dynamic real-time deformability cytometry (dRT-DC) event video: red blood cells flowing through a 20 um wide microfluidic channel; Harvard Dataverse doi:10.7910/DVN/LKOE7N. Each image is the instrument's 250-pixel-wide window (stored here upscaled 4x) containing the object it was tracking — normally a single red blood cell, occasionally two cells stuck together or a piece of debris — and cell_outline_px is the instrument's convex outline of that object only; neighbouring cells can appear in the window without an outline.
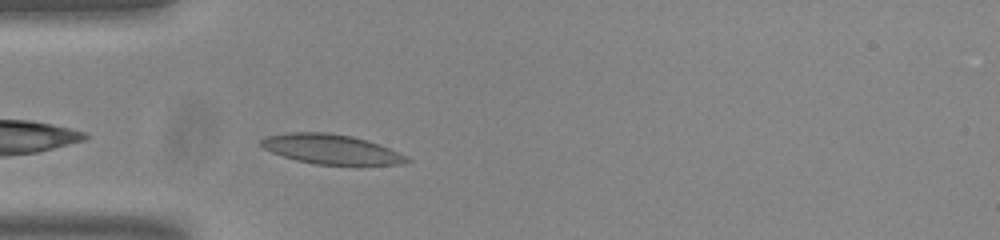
{"species": "common noctule bat (a hibernating species)", "species_latin": "Nyctalus noctula", "temperature_condition": "room temperature", "stored_images_in_passage": 31, "camera_frame_rate_fps": 3000, "um_per_image_px": 0.085, "animal": {"sex": "male", "body_mass_g": 20.0, "forearm_length_mm": 53.3}, "frame": {"image": 1, "passage_image": 2, "time_ms": 0.333, "image_size_px": [1000, 240], "cell_outline_px": [[412, 160], [404, 164], [316, 164], [296, 160], [272, 152], [264, 148], [260, 144], [260, 140], [264, 136], [288, 132], [328, 132], [352, 136], [368, 140], [380, 144]], "centroid_in_image_um": [28.1, 12.66], "position_along_channel_um": 56.9, "area_um2": 24.97}}
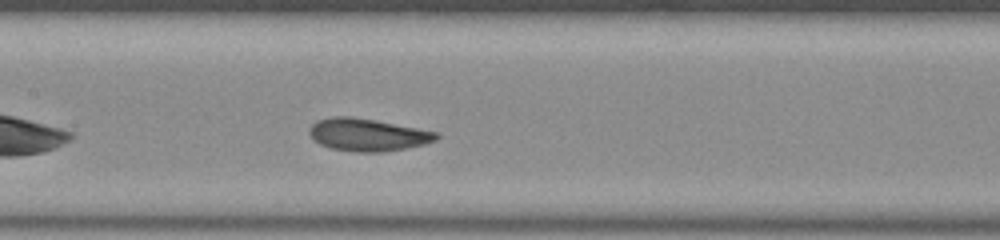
{"frame": {"image": 2, "passage_image": 12, "time_ms": 3.667, "image_size_px": [1000, 240], "cell_outline_px": [[440, 136], [436, 140], [424, 144], [384, 152], [356, 152], [332, 148], [320, 144], [308, 132], [308, 128], [316, 120], [336, 116], [348, 116], [372, 120], [440, 132]], "centroid_in_image_um": [31.26, 11.45], "position_along_channel_um": 176.1, "area_um2": 23.81}}
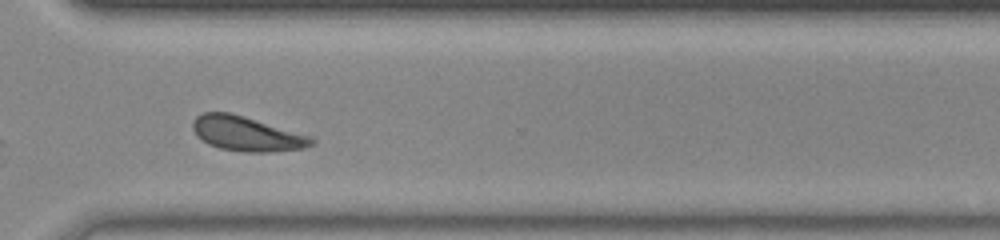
{"frame": {"image": 3, "passage_image": 26, "time_ms": 8.333, "image_size_px": [1000, 240], "cell_outline_px": [[316, 144], [304, 148], [272, 152], [244, 152], [220, 148], [208, 144], [196, 136], [192, 128], [192, 124], [196, 116], [204, 112], [228, 112], [244, 116], [312, 136], [316, 140]], "centroid_in_image_um": [20.99, 11.37], "position_along_channel_um": 349.6, "area_um2": 24.16}, "authors_computed_cell_mechanics": {"area_um2": 23.8136, "velocity_mm_per_s": 3.7248, "shape_relaxation_time_tau1_ms": 4.7586, "shape_relaxation_time_tau2_ms": 2.7801, "deformation_change_tau1": 0.1084, "deformation_change_tau2": 0.0848}}